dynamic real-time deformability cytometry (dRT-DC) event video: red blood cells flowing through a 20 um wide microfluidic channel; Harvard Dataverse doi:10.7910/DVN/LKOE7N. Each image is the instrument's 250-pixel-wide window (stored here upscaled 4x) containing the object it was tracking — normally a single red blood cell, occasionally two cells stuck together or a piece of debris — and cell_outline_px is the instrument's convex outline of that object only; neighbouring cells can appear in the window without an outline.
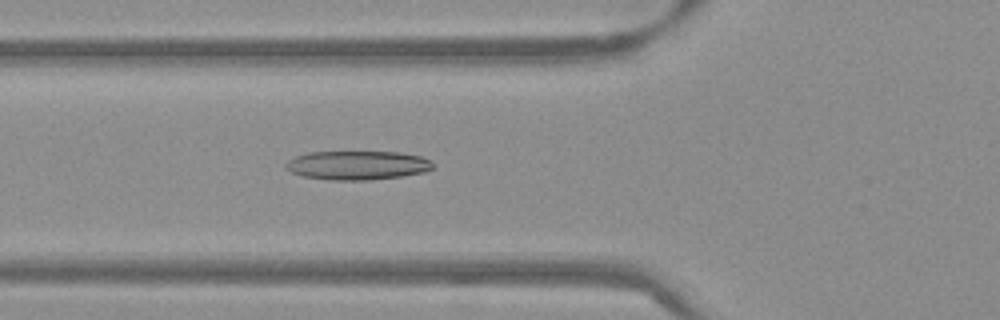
{"species": "Egyptian fruit bat (a non-hibernating species)", "species_latin": "Rousettus aegyptiacus", "temperature_condition": "warm", "stored_images_in_passage": 50, "camera_frame_rate_fps": 3000, "um_per_image_px": 0.085, "frame": {"image": 1, "passage_image": 17, "time_ms": 5.333, "image_size_px": [1000, 320], "cell_outline_px": [[436, 164], [432, 168], [424, 172], [400, 176], [368, 180], [328, 180], [304, 176], [292, 172], [284, 168], [284, 164], [288, 160], [296, 156], [308, 152], [400, 152], [420, 156]], "centroid_in_image_um": [30.36, 14.04], "position_along_channel_um": 95.4, "area_um2": 24.8}}
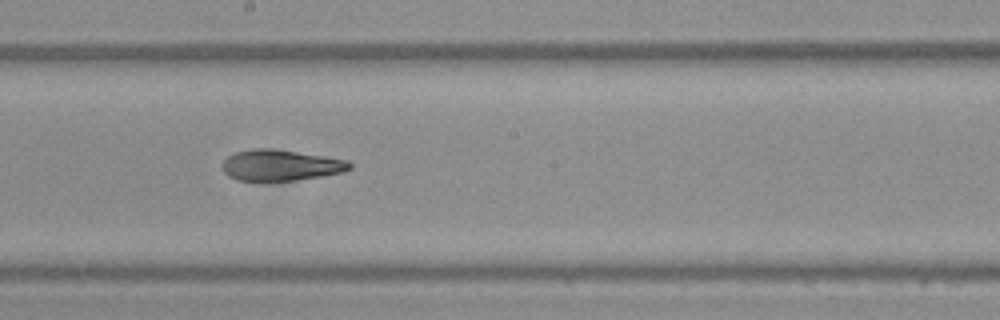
{"frame": {"image": 2, "passage_image": 27, "time_ms": 8.667, "image_size_px": [1000, 320], "cell_outline_px": [[352, 168], [344, 172], [296, 180], [268, 184], [236, 180], [228, 176], [224, 172], [224, 160], [232, 152], [252, 148], [268, 148], [324, 156], [348, 160], [352, 164]], "centroid_in_image_um": [23.81, 14.08], "position_along_channel_um": 224.4, "area_um2": 23.7}}
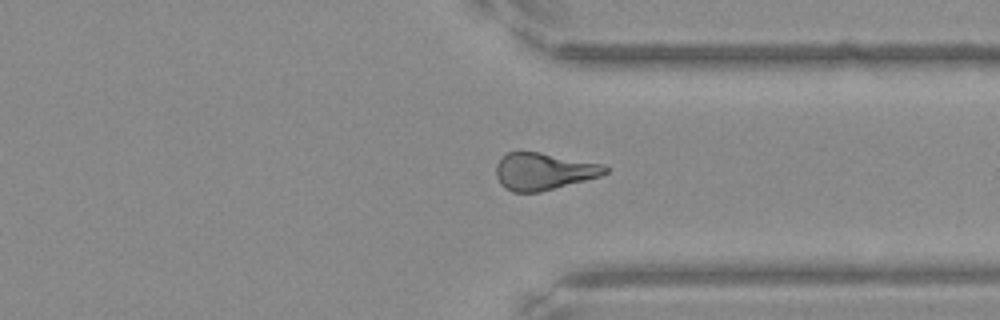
{"frame": {"image": 3, "passage_image": 38, "time_ms": 12.333, "image_size_px": [1000, 320], "cell_outline_px": [[608, 172], [600, 176], [540, 192], [512, 192], [500, 184], [496, 176], [496, 164], [508, 152], [520, 148], [604, 164], [608, 168]], "centroid_in_image_um": [46.18, 14.53], "position_along_channel_um": 365.2, "area_um2": 23.99}, "authors_computed_cell_mechanics": {"area_um2": 24.0737, "velocity_mm_per_s": 3.8484, "shape_relaxation_time_tau1_ms": null, "shape_relaxation_time_tau2_ms": 3.8594, "deformation_change_tau1": null, "deformation_change_tau2": 0.1443}}